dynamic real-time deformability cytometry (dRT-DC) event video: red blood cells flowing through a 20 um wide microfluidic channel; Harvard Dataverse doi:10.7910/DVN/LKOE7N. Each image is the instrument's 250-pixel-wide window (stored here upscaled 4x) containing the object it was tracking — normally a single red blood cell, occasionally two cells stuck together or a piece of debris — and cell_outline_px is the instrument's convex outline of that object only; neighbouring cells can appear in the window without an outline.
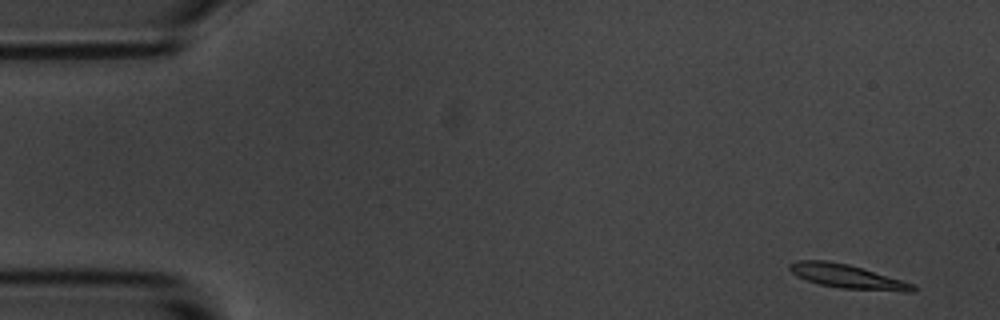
{"species": "common noctule bat (a hibernating species)", "species_latin": "Nyctalus noctula", "temperature_condition": "room temperature", "stored_images_in_passage": 8, "camera_frame_rate_fps": 3000, "um_per_image_px": 0.085, "animal": {"sex": "male", "body_mass_g": 20.1, "forearm_length_mm": 53.5}, "frame": {"image": 1, "passage_image": 1, "time_ms": 0.0, "image_size_px": [1000, 320], "cell_outline_px": [[916, 292], [904, 292], [840, 288], [820, 284], [796, 276], [788, 268], [788, 264], [800, 260], [828, 260], [848, 264], [900, 280], [912, 284], [916, 288]], "centroid_in_image_um": [71.99, 23.5], "position_along_channel_um": 13.0, "area_um2": 16.94}}
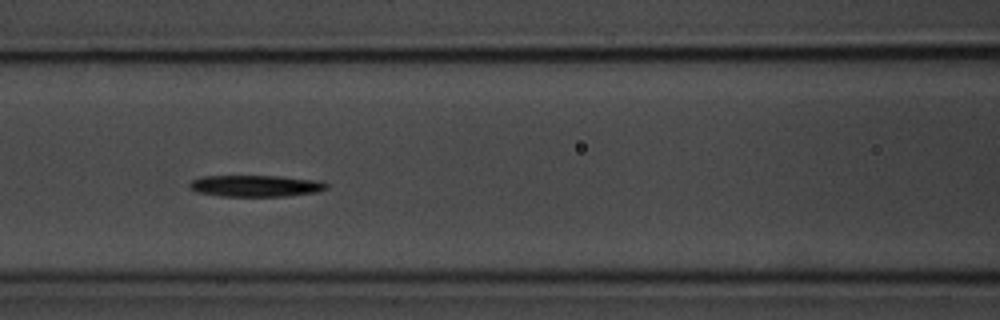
{"frame": {"image": 2, "passage_image": 7, "time_ms": 7.0, "image_size_px": [1000, 320], "cell_outline_px": [[328, 188], [320, 192], [284, 196], [220, 196], [196, 192], [188, 184], [192, 180], [200, 176], [280, 176], [320, 180], [328, 184]], "centroid_in_image_um": [21.78, 15.8], "position_along_channel_um": 144.8, "area_um2": 17.34}}
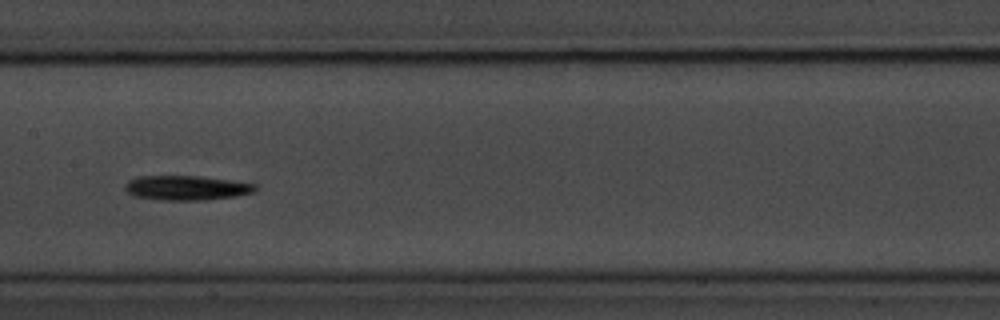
{"frame": {"image": 3, "passage_image": 8, "time_ms": 8.333, "image_size_px": [1000, 320], "cell_outline_px": [[256, 188], [252, 192], [236, 196], [204, 200], [160, 200], [136, 196], [128, 192], [124, 188], [124, 184], [128, 180], [140, 176], [200, 176], [256, 184]], "centroid_in_image_um": [15.81, 15.96], "position_along_channel_um": 191.6, "area_um2": 18.5}}